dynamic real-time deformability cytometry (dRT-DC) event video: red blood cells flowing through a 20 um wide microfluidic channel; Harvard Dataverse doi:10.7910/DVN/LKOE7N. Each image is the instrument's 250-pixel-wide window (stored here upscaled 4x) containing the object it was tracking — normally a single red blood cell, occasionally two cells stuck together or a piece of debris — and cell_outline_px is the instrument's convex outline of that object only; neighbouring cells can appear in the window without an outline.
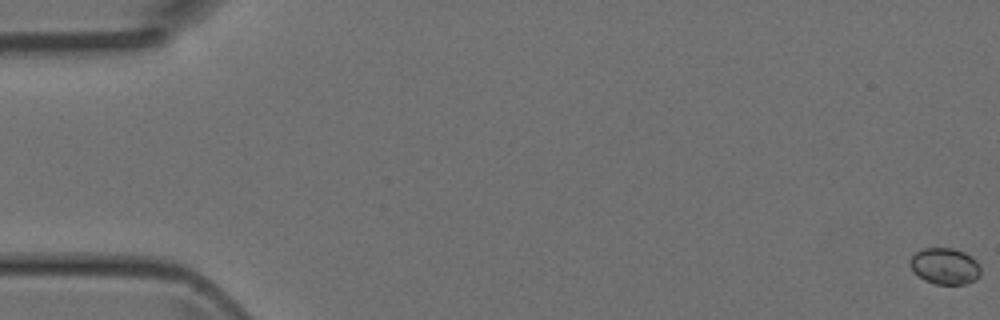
{"species": "Egyptian fruit bat (a non-hibernating species)", "species_latin": "Rousettus aegyptiacus", "temperature_condition": "room temperature", "stored_images_in_passage": 52, "camera_frame_rate_fps": 3000, "um_per_image_px": 0.085, "animal": {"sex": "female"}, "frame": {"image": 1, "passage_image": 1, "time_ms": 0.0, "image_size_px": [1000, 320], "cell_outline_px": [[980, 276], [976, 280], [964, 284], [936, 284], [924, 280], [912, 268], [912, 256], [916, 252], [924, 248], [952, 248], [964, 252], [972, 256], [980, 264]], "centroid_in_image_um": [80.39, 22.62], "position_along_channel_um": 4.6, "area_um2": 14.8}}
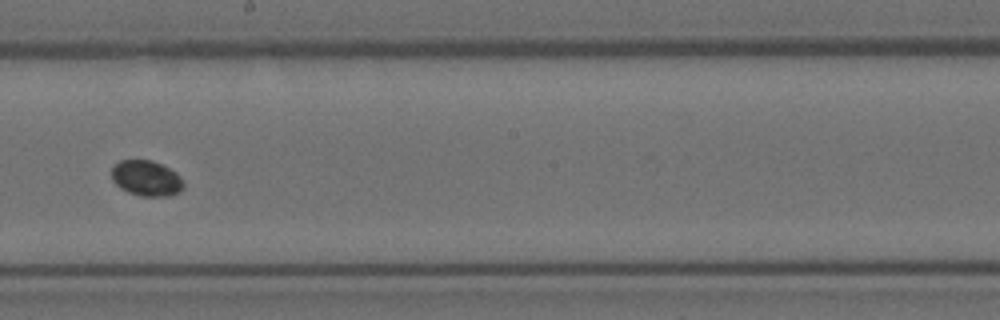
{"frame": {"image": 2, "passage_image": 30, "time_ms": 9.667, "image_size_px": [1000, 320], "cell_outline_px": [[184, 188], [180, 192], [168, 196], [140, 196], [128, 192], [120, 188], [112, 180], [112, 164], [120, 160], [152, 160], [176, 172], [184, 180]], "centroid_in_image_um": [12.45, 15.15], "position_along_channel_um": 235.8, "area_um2": 15.09}}
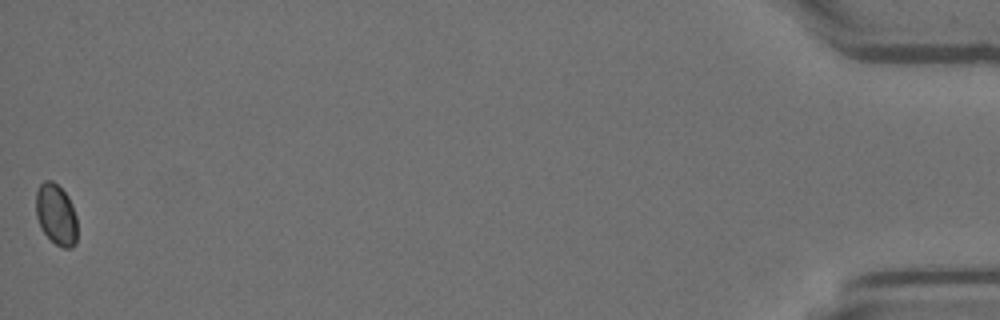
{"frame": {"image": 3, "passage_image": 52, "time_ms": 17.0, "image_size_px": [1000, 320], "cell_outline_px": [[76, 244], [72, 248], [64, 248], [56, 244], [44, 232], [36, 216], [36, 192], [40, 184], [44, 180], [52, 180], [68, 196], [72, 204], [76, 216]], "centroid_in_image_um": [4.78, 18.22], "position_along_channel_um": 430.4, "area_um2": 14.57}}